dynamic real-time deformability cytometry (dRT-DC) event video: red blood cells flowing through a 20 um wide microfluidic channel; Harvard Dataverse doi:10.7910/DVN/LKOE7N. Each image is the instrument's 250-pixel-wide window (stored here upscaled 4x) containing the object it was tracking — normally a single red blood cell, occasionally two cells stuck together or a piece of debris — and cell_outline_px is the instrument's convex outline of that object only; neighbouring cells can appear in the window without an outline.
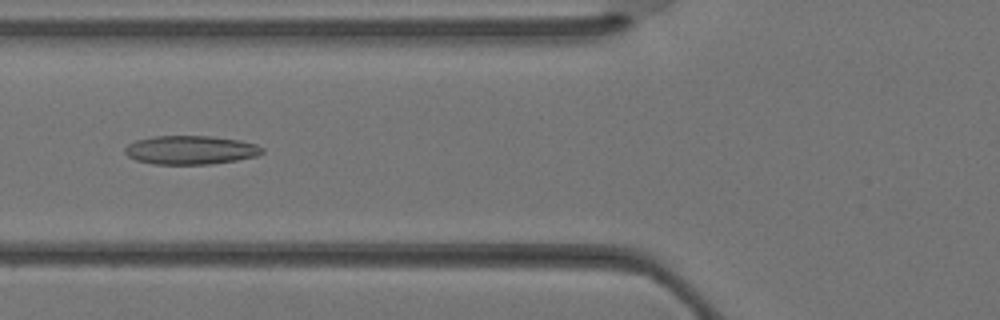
{"species": "Egyptian fruit bat (a non-hibernating species)", "species_latin": "Rousettus aegyptiacus", "temperature_condition": "warm", "stored_images_in_passage": 35, "camera_frame_rate_fps": 3000, "um_per_image_px": 0.085, "animal": {"sex": "female"}, "frame": {"image": 1, "passage_image": 13, "time_ms": 4.0, "image_size_px": [1000, 320], "cell_outline_px": [[264, 152], [256, 156], [236, 160], [208, 164], [152, 164], [136, 160], [128, 156], [124, 152], [124, 148], [128, 144], [136, 140], [156, 136], [212, 136], [240, 140], [256, 144], [264, 148]], "centroid_in_image_um": [16.2, 12.75], "position_along_channel_um": 109.6, "area_um2": 23.0}}
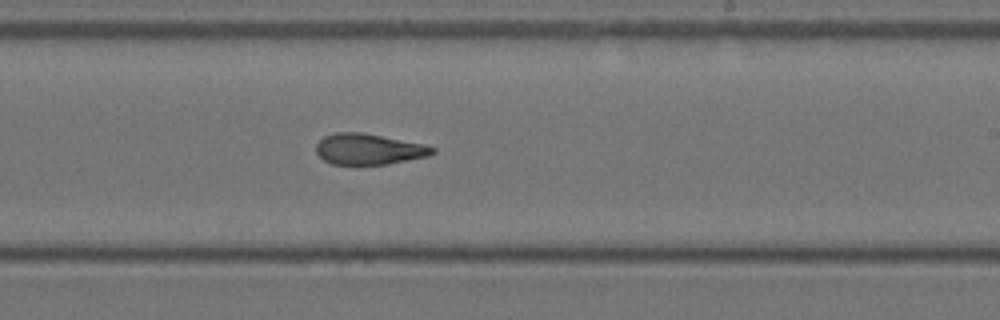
{"frame": {"image": 2, "passage_image": 21, "time_ms": 6.667, "image_size_px": [1000, 320], "cell_outline_px": [[436, 152], [428, 156], [388, 164], [332, 164], [324, 160], [316, 152], [316, 144], [324, 136], [336, 132], [360, 132], [424, 144], [436, 148]], "centroid_in_image_um": [31.34, 12.68], "position_along_channel_um": 257.7, "area_um2": 20.81}}
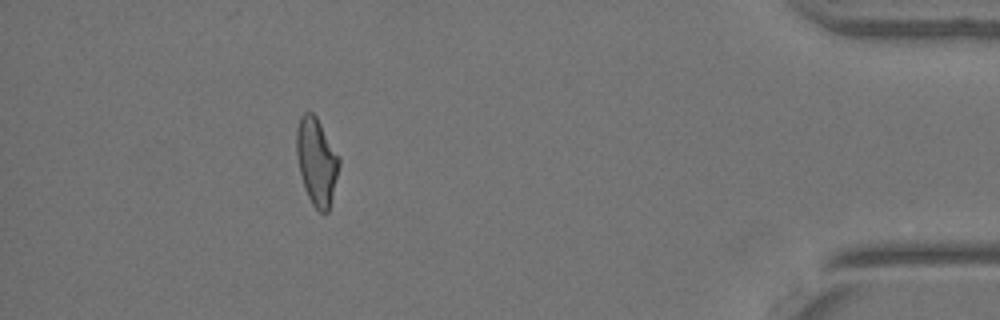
{"frame": {"image": 3, "passage_image": 32, "time_ms": 10.333, "image_size_px": [1000, 320], "cell_outline_px": [[340, 164], [328, 212], [320, 212], [312, 204], [304, 188], [296, 156], [296, 128], [300, 116], [304, 112], [312, 112], [316, 116], [340, 156]], "centroid_in_image_um": [26.9, 13.68], "position_along_channel_um": 408.3, "area_um2": 21.68}}